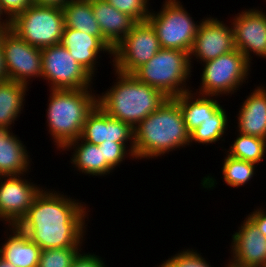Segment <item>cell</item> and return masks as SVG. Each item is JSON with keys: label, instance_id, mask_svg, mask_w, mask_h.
<instances>
[{"label": "cell", "instance_id": "obj_35", "mask_svg": "<svg viewBox=\"0 0 266 267\" xmlns=\"http://www.w3.org/2000/svg\"><path fill=\"white\" fill-rule=\"evenodd\" d=\"M266 208L258 206L250 214L246 215L259 229V231L266 236Z\"/></svg>", "mask_w": 266, "mask_h": 267}, {"label": "cell", "instance_id": "obj_26", "mask_svg": "<svg viewBox=\"0 0 266 267\" xmlns=\"http://www.w3.org/2000/svg\"><path fill=\"white\" fill-rule=\"evenodd\" d=\"M222 106L212 118L205 120L199 127L190 132V147L192 144H216V142H225L227 136L229 117L226 113L225 107ZM228 118V119H227ZM194 142V143H193Z\"/></svg>", "mask_w": 266, "mask_h": 267}, {"label": "cell", "instance_id": "obj_21", "mask_svg": "<svg viewBox=\"0 0 266 267\" xmlns=\"http://www.w3.org/2000/svg\"><path fill=\"white\" fill-rule=\"evenodd\" d=\"M71 151L70 163L75 170L82 175L92 177L109 176L114 169L105 161L102 154V146L93 145L81 138L68 143L61 151ZM73 151V152H72Z\"/></svg>", "mask_w": 266, "mask_h": 267}, {"label": "cell", "instance_id": "obj_18", "mask_svg": "<svg viewBox=\"0 0 266 267\" xmlns=\"http://www.w3.org/2000/svg\"><path fill=\"white\" fill-rule=\"evenodd\" d=\"M92 10L103 35V43L113 52L136 21L105 0H91Z\"/></svg>", "mask_w": 266, "mask_h": 267}, {"label": "cell", "instance_id": "obj_24", "mask_svg": "<svg viewBox=\"0 0 266 267\" xmlns=\"http://www.w3.org/2000/svg\"><path fill=\"white\" fill-rule=\"evenodd\" d=\"M29 87L12 80L0 81V128L12 129L24 109Z\"/></svg>", "mask_w": 266, "mask_h": 267}, {"label": "cell", "instance_id": "obj_15", "mask_svg": "<svg viewBox=\"0 0 266 267\" xmlns=\"http://www.w3.org/2000/svg\"><path fill=\"white\" fill-rule=\"evenodd\" d=\"M231 237L228 267H266V236L247 216Z\"/></svg>", "mask_w": 266, "mask_h": 267}, {"label": "cell", "instance_id": "obj_33", "mask_svg": "<svg viewBox=\"0 0 266 267\" xmlns=\"http://www.w3.org/2000/svg\"><path fill=\"white\" fill-rule=\"evenodd\" d=\"M32 4V0H0L1 10L10 21Z\"/></svg>", "mask_w": 266, "mask_h": 267}, {"label": "cell", "instance_id": "obj_29", "mask_svg": "<svg viewBox=\"0 0 266 267\" xmlns=\"http://www.w3.org/2000/svg\"><path fill=\"white\" fill-rule=\"evenodd\" d=\"M83 247L42 250L38 267H71L73 259Z\"/></svg>", "mask_w": 266, "mask_h": 267}, {"label": "cell", "instance_id": "obj_13", "mask_svg": "<svg viewBox=\"0 0 266 267\" xmlns=\"http://www.w3.org/2000/svg\"><path fill=\"white\" fill-rule=\"evenodd\" d=\"M263 11L259 7L245 8L230 19L235 48L251 65L254 55L266 59V12Z\"/></svg>", "mask_w": 266, "mask_h": 267}, {"label": "cell", "instance_id": "obj_12", "mask_svg": "<svg viewBox=\"0 0 266 267\" xmlns=\"http://www.w3.org/2000/svg\"><path fill=\"white\" fill-rule=\"evenodd\" d=\"M26 178V174L0 175V218L6 226H17L44 188Z\"/></svg>", "mask_w": 266, "mask_h": 267}, {"label": "cell", "instance_id": "obj_27", "mask_svg": "<svg viewBox=\"0 0 266 267\" xmlns=\"http://www.w3.org/2000/svg\"><path fill=\"white\" fill-rule=\"evenodd\" d=\"M222 151L233 158L260 165L259 163L265 159L266 140L237 132L234 142Z\"/></svg>", "mask_w": 266, "mask_h": 267}, {"label": "cell", "instance_id": "obj_17", "mask_svg": "<svg viewBox=\"0 0 266 267\" xmlns=\"http://www.w3.org/2000/svg\"><path fill=\"white\" fill-rule=\"evenodd\" d=\"M72 58L79 63L94 78L96 77L97 66H100L99 58L101 53H107L112 61V51L97 37L86 34L71 28H64L60 42ZM99 62H98V61Z\"/></svg>", "mask_w": 266, "mask_h": 267}, {"label": "cell", "instance_id": "obj_31", "mask_svg": "<svg viewBox=\"0 0 266 267\" xmlns=\"http://www.w3.org/2000/svg\"><path fill=\"white\" fill-rule=\"evenodd\" d=\"M102 146V154L105 161L115 170L119 165L125 162V158L129 157L130 160H136L134 157L135 145H129L128 143L118 142H102L99 144Z\"/></svg>", "mask_w": 266, "mask_h": 267}, {"label": "cell", "instance_id": "obj_8", "mask_svg": "<svg viewBox=\"0 0 266 267\" xmlns=\"http://www.w3.org/2000/svg\"><path fill=\"white\" fill-rule=\"evenodd\" d=\"M65 28L62 8L31 5L11 22L10 29L31 46L59 44Z\"/></svg>", "mask_w": 266, "mask_h": 267}, {"label": "cell", "instance_id": "obj_4", "mask_svg": "<svg viewBox=\"0 0 266 267\" xmlns=\"http://www.w3.org/2000/svg\"><path fill=\"white\" fill-rule=\"evenodd\" d=\"M95 91L94 88L49 89L46 128L58 151L81 137L88 115L98 105Z\"/></svg>", "mask_w": 266, "mask_h": 267}, {"label": "cell", "instance_id": "obj_36", "mask_svg": "<svg viewBox=\"0 0 266 267\" xmlns=\"http://www.w3.org/2000/svg\"><path fill=\"white\" fill-rule=\"evenodd\" d=\"M70 0H32L33 5L63 8Z\"/></svg>", "mask_w": 266, "mask_h": 267}, {"label": "cell", "instance_id": "obj_16", "mask_svg": "<svg viewBox=\"0 0 266 267\" xmlns=\"http://www.w3.org/2000/svg\"><path fill=\"white\" fill-rule=\"evenodd\" d=\"M80 138L93 145H99L104 141L135 145L133 128L127 123L110 117L98 105L88 115Z\"/></svg>", "mask_w": 266, "mask_h": 267}, {"label": "cell", "instance_id": "obj_6", "mask_svg": "<svg viewBox=\"0 0 266 267\" xmlns=\"http://www.w3.org/2000/svg\"><path fill=\"white\" fill-rule=\"evenodd\" d=\"M201 64L200 86L196 92L192 88L200 95L231 97L251 77L252 65L238 49Z\"/></svg>", "mask_w": 266, "mask_h": 267}, {"label": "cell", "instance_id": "obj_34", "mask_svg": "<svg viewBox=\"0 0 266 267\" xmlns=\"http://www.w3.org/2000/svg\"><path fill=\"white\" fill-rule=\"evenodd\" d=\"M71 267H109L104 259L94 253L85 252L83 249L73 259Z\"/></svg>", "mask_w": 266, "mask_h": 267}, {"label": "cell", "instance_id": "obj_39", "mask_svg": "<svg viewBox=\"0 0 266 267\" xmlns=\"http://www.w3.org/2000/svg\"><path fill=\"white\" fill-rule=\"evenodd\" d=\"M0 267H16L9 262H6L2 257H0Z\"/></svg>", "mask_w": 266, "mask_h": 267}, {"label": "cell", "instance_id": "obj_19", "mask_svg": "<svg viewBox=\"0 0 266 267\" xmlns=\"http://www.w3.org/2000/svg\"><path fill=\"white\" fill-rule=\"evenodd\" d=\"M250 93L238 109L236 131L266 140V86L258 84Z\"/></svg>", "mask_w": 266, "mask_h": 267}, {"label": "cell", "instance_id": "obj_3", "mask_svg": "<svg viewBox=\"0 0 266 267\" xmlns=\"http://www.w3.org/2000/svg\"><path fill=\"white\" fill-rule=\"evenodd\" d=\"M112 71L116 80L110 89L98 94V106L110 117L132 128L169 99L162 91L140 82L132 74Z\"/></svg>", "mask_w": 266, "mask_h": 267}, {"label": "cell", "instance_id": "obj_23", "mask_svg": "<svg viewBox=\"0 0 266 267\" xmlns=\"http://www.w3.org/2000/svg\"><path fill=\"white\" fill-rule=\"evenodd\" d=\"M172 99L179 105L189 133L224 106L217 96L200 95L192 90Z\"/></svg>", "mask_w": 266, "mask_h": 267}, {"label": "cell", "instance_id": "obj_32", "mask_svg": "<svg viewBox=\"0 0 266 267\" xmlns=\"http://www.w3.org/2000/svg\"><path fill=\"white\" fill-rule=\"evenodd\" d=\"M120 12L128 14L136 22L146 21L152 10L150 0H105ZM149 7L151 9H149Z\"/></svg>", "mask_w": 266, "mask_h": 267}, {"label": "cell", "instance_id": "obj_38", "mask_svg": "<svg viewBox=\"0 0 266 267\" xmlns=\"http://www.w3.org/2000/svg\"><path fill=\"white\" fill-rule=\"evenodd\" d=\"M10 20L3 14L0 7V31L10 28Z\"/></svg>", "mask_w": 266, "mask_h": 267}, {"label": "cell", "instance_id": "obj_14", "mask_svg": "<svg viewBox=\"0 0 266 267\" xmlns=\"http://www.w3.org/2000/svg\"><path fill=\"white\" fill-rule=\"evenodd\" d=\"M234 34L231 24L227 25L217 17H207L200 23L192 48L189 52L190 65L193 61L201 63L216 59L220 55L235 50ZM195 57V58H193Z\"/></svg>", "mask_w": 266, "mask_h": 267}, {"label": "cell", "instance_id": "obj_9", "mask_svg": "<svg viewBox=\"0 0 266 267\" xmlns=\"http://www.w3.org/2000/svg\"><path fill=\"white\" fill-rule=\"evenodd\" d=\"M42 79L50 89H87L94 84L93 76L77 63L61 44L41 49Z\"/></svg>", "mask_w": 266, "mask_h": 267}, {"label": "cell", "instance_id": "obj_20", "mask_svg": "<svg viewBox=\"0 0 266 267\" xmlns=\"http://www.w3.org/2000/svg\"><path fill=\"white\" fill-rule=\"evenodd\" d=\"M5 229L7 237L1 242L0 257L16 267H38L42 249L18 226L5 225Z\"/></svg>", "mask_w": 266, "mask_h": 267}, {"label": "cell", "instance_id": "obj_2", "mask_svg": "<svg viewBox=\"0 0 266 267\" xmlns=\"http://www.w3.org/2000/svg\"><path fill=\"white\" fill-rule=\"evenodd\" d=\"M133 131L134 157L138 161L158 159L190 145V133L181 109L172 98L138 123Z\"/></svg>", "mask_w": 266, "mask_h": 267}, {"label": "cell", "instance_id": "obj_40", "mask_svg": "<svg viewBox=\"0 0 266 267\" xmlns=\"http://www.w3.org/2000/svg\"><path fill=\"white\" fill-rule=\"evenodd\" d=\"M2 221L3 225L6 224L1 218H0V222Z\"/></svg>", "mask_w": 266, "mask_h": 267}, {"label": "cell", "instance_id": "obj_1", "mask_svg": "<svg viewBox=\"0 0 266 267\" xmlns=\"http://www.w3.org/2000/svg\"><path fill=\"white\" fill-rule=\"evenodd\" d=\"M62 193L45 186L17 225L42 250L82 247L87 239L88 205Z\"/></svg>", "mask_w": 266, "mask_h": 267}, {"label": "cell", "instance_id": "obj_11", "mask_svg": "<svg viewBox=\"0 0 266 267\" xmlns=\"http://www.w3.org/2000/svg\"><path fill=\"white\" fill-rule=\"evenodd\" d=\"M0 42L8 80L29 86L42 79L41 48L31 46L10 28L0 31Z\"/></svg>", "mask_w": 266, "mask_h": 267}, {"label": "cell", "instance_id": "obj_30", "mask_svg": "<svg viewBox=\"0 0 266 267\" xmlns=\"http://www.w3.org/2000/svg\"><path fill=\"white\" fill-rule=\"evenodd\" d=\"M209 263L202 257L198 249L184 248L183 251L182 249L181 251L179 250L175 255H171V258L168 257L160 265H157V267H212L211 263ZM225 267H228V265L225 264Z\"/></svg>", "mask_w": 266, "mask_h": 267}, {"label": "cell", "instance_id": "obj_25", "mask_svg": "<svg viewBox=\"0 0 266 267\" xmlns=\"http://www.w3.org/2000/svg\"><path fill=\"white\" fill-rule=\"evenodd\" d=\"M62 10L65 28L97 36L103 42V35L94 16L91 0H70Z\"/></svg>", "mask_w": 266, "mask_h": 267}, {"label": "cell", "instance_id": "obj_22", "mask_svg": "<svg viewBox=\"0 0 266 267\" xmlns=\"http://www.w3.org/2000/svg\"><path fill=\"white\" fill-rule=\"evenodd\" d=\"M11 129L0 128V175H29L30 152ZM30 169V171H29Z\"/></svg>", "mask_w": 266, "mask_h": 267}, {"label": "cell", "instance_id": "obj_28", "mask_svg": "<svg viewBox=\"0 0 266 267\" xmlns=\"http://www.w3.org/2000/svg\"><path fill=\"white\" fill-rule=\"evenodd\" d=\"M222 161L223 182L231 188H238L248 184L256 174L258 165L224 155Z\"/></svg>", "mask_w": 266, "mask_h": 267}, {"label": "cell", "instance_id": "obj_7", "mask_svg": "<svg viewBox=\"0 0 266 267\" xmlns=\"http://www.w3.org/2000/svg\"><path fill=\"white\" fill-rule=\"evenodd\" d=\"M153 10L147 21L154 28L161 48L189 53L202 20L195 21L180 0H165L160 10Z\"/></svg>", "mask_w": 266, "mask_h": 267}, {"label": "cell", "instance_id": "obj_5", "mask_svg": "<svg viewBox=\"0 0 266 267\" xmlns=\"http://www.w3.org/2000/svg\"><path fill=\"white\" fill-rule=\"evenodd\" d=\"M191 72L188 52L161 48L132 75L140 82L162 91L167 97L174 98L192 90L188 84Z\"/></svg>", "mask_w": 266, "mask_h": 267}, {"label": "cell", "instance_id": "obj_37", "mask_svg": "<svg viewBox=\"0 0 266 267\" xmlns=\"http://www.w3.org/2000/svg\"><path fill=\"white\" fill-rule=\"evenodd\" d=\"M7 80L6 67L3 57V49L0 42V81Z\"/></svg>", "mask_w": 266, "mask_h": 267}, {"label": "cell", "instance_id": "obj_10", "mask_svg": "<svg viewBox=\"0 0 266 267\" xmlns=\"http://www.w3.org/2000/svg\"><path fill=\"white\" fill-rule=\"evenodd\" d=\"M160 49L161 46L152 25L147 20L136 22L130 32L113 49L110 63L117 72L132 74L155 56Z\"/></svg>", "mask_w": 266, "mask_h": 267}]
</instances>
